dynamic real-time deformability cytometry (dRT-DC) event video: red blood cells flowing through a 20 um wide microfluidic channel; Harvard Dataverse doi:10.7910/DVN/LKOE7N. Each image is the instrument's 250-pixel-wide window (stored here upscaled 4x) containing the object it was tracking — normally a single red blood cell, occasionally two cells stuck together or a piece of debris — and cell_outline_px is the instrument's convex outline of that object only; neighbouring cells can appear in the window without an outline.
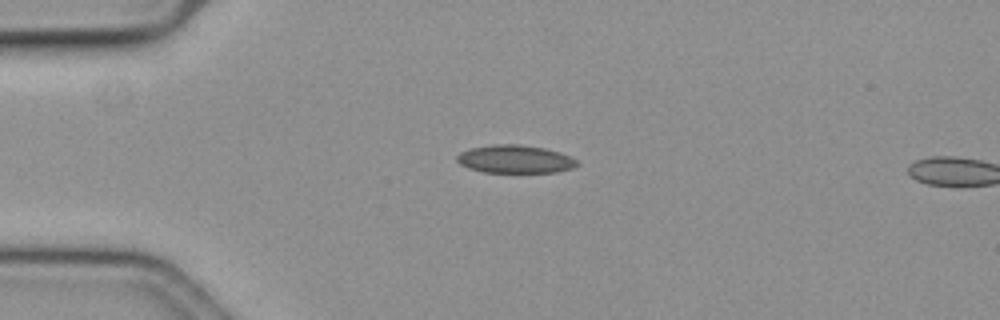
{"species": "common noctule bat (a hibernating species)", "species_latin": "Nyctalus noctula", "temperature_condition": "cold", "stored_images_in_passage": 16, "camera_frame_rate_fps": 3000, "um_per_image_px": 0.085, "animal": {"sex": "female", "body_mass_g": 19.3, "forearm_length_mm": 54.1}, "frame": {"image": 1, "passage_image": 14, "time_ms": 4.333, "image_size_px": [1000, 320], "cell_outline_px": [[580, 164], [572, 168], [556, 172], [484, 172], [468, 168], [460, 164], [456, 160], [456, 156], [460, 152], [472, 148], [492, 144], [520, 144], [544, 148], [560, 152], [576, 160]], "centroid_in_image_um": [43.77, 13.52], "position_along_channel_um": 41.2, "area_um2": 19.59}}